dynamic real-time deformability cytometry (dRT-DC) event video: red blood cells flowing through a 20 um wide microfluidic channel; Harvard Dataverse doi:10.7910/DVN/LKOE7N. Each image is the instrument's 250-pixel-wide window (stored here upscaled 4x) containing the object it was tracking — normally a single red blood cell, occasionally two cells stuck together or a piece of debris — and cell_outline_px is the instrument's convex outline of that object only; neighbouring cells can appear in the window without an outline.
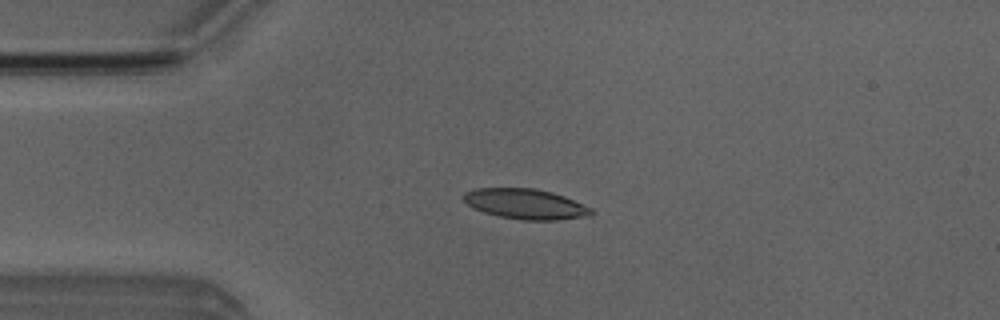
{"species": "Egyptian fruit bat (a non-hibernating species)", "species_latin": "Rousettus aegyptiacus", "temperature_condition": "room temperature", "stored_images_in_passage": 5, "camera_frame_rate_fps": 3000, "um_per_image_px": 0.085, "animal": {"sex": "male"}, "frame": {"image": 1, "passage_image": 4, "time_ms": 3.333, "image_size_px": [1000, 320], "cell_outline_px": [[596, 212], [588, 216], [556, 220], [524, 220], [500, 216], [484, 212], [472, 208], [460, 196], [464, 192], [476, 188], [536, 188], [552, 192], [564, 196], [592, 208]], "centroid_in_image_um": [44.66, 17.33], "position_along_channel_um": 40.3, "area_um2": 22.6}}